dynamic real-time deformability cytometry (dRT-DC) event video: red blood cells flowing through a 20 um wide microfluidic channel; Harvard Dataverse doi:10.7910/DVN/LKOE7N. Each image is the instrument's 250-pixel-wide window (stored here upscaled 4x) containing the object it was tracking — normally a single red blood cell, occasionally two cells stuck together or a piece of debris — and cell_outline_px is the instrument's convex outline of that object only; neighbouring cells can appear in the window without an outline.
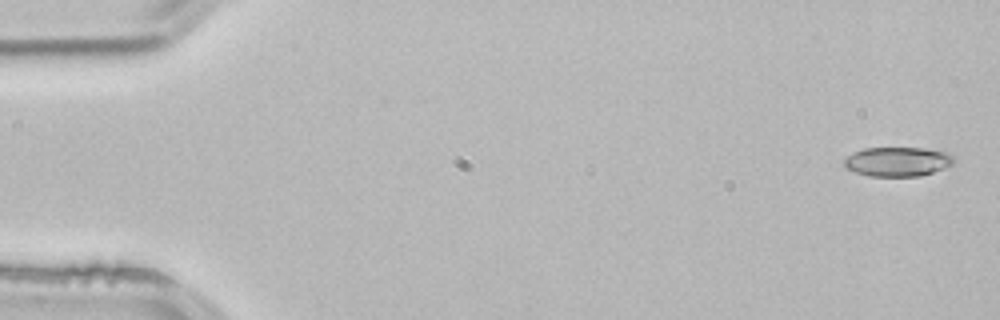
{"species": "common noctule bat (a hibernating species)", "species_latin": "Nyctalus noctula", "temperature_condition": "room temperature", "stored_images_in_passage": 4, "camera_frame_rate_fps": 3000, "um_per_image_px": 0.085, "animal": {"sex": "male", "body_mass_g": 21.5, "forearm_length_mm": 52.0}, "frame": {"image": 1, "passage_image": 1, "time_ms": 0.0, "image_size_px": [1000, 320], "cell_outline_px": [[952, 164], [944, 168], [920, 176], [868, 176], [856, 172], [848, 168], [844, 164], [844, 160], [852, 152], [864, 148], [924, 148], [944, 152], [952, 156]], "centroid_in_image_um": [76.26, 13.74], "position_along_channel_um": 8.7, "area_um2": 18.5}}